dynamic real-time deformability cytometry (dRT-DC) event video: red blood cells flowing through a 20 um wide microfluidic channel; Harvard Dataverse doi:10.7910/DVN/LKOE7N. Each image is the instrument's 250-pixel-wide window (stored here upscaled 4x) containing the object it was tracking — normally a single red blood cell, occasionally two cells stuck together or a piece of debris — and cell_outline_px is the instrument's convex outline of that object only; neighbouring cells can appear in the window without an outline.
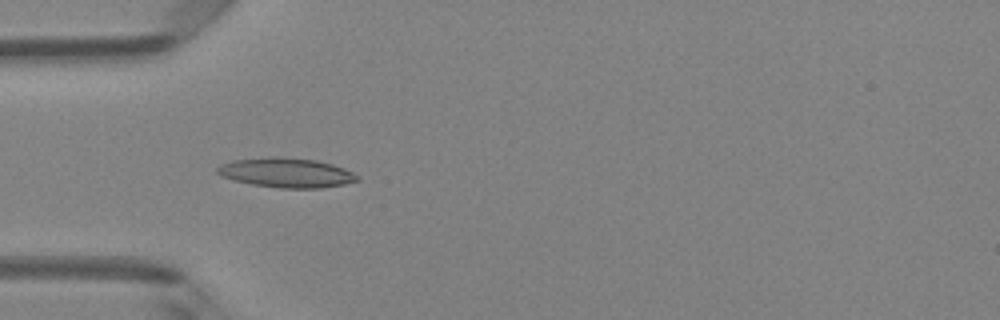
{"species": "Egyptian fruit bat (a non-hibernating species)", "species_latin": "Rousettus aegyptiacus", "temperature_condition": "room temperature", "stored_images_in_passage": 49, "camera_frame_rate_fps": 3000, "um_per_image_px": 0.085, "animal": {"sex": "female"}, "frame": {"image": 1, "passage_image": 15, "time_ms": 4.667, "image_size_px": [1000, 320], "cell_outline_px": [[360, 180], [344, 184], [320, 188], [280, 188], [252, 184], [232, 180], [220, 176], [216, 172], [216, 168], [220, 164], [232, 160], [268, 156], [276, 156], [316, 160], [332, 164], [344, 168], [360, 176]], "centroid_in_image_um": [24.31, 14.67], "position_along_channel_um": 60.7, "area_um2": 24.39}}
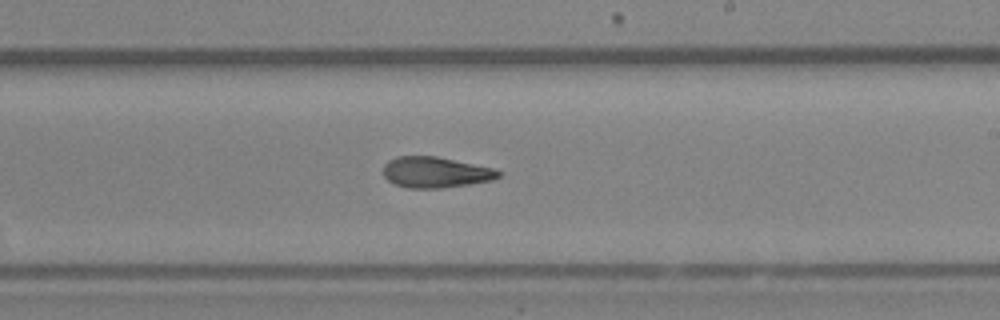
{"frame": {"image": 2, "passage_image": 29, "time_ms": 9.333, "image_size_px": [1000, 320], "cell_outline_px": [[500, 176], [492, 180], [468, 184], [440, 188], [408, 188], [392, 184], [384, 176], [384, 164], [388, 160], [396, 156], [436, 156], [492, 168], [500, 172]], "centroid_in_image_um": [36.96, 14.64], "position_along_channel_um": 252.0, "area_um2": 20.58}}
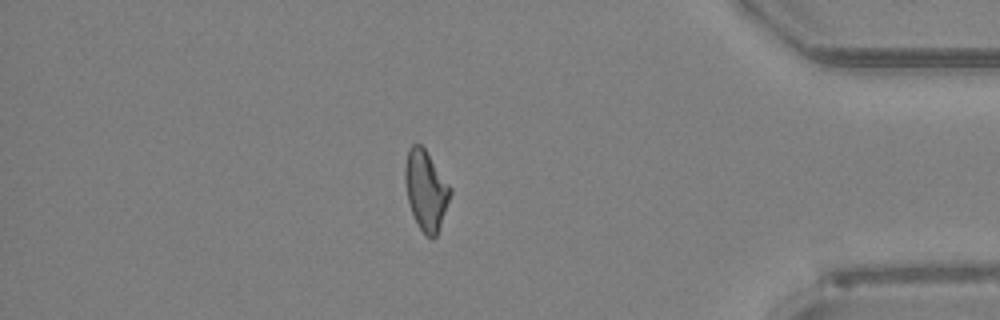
{"frame": {"image": 3, "passage_image": 42, "time_ms": 13.667, "image_size_px": [1000, 320], "cell_outline_px": [[452, 192], [436, 236], [432, 240], [424, 236], [412, 212], [408, 200], [404, 180], [404, 164], [408, 148], [412, 144], [420, 144], [424, 148], [452, 188]], "centroid_in_image_um": [36.19, 16.16], "position_along_channel_um": 399.0, "area_um2": 20.98}, "authors_computed_cell_mechanics": {"area_um2": 21.2126, "velocity_mm_per_s": 4.1628, "shape_relaxation_time_tau1_ms": null, "shape_relaxation_time_tau2_ms": 8.1771, "deformation_change_tau1": null, "deformation_change_tau2": 0.1683}}